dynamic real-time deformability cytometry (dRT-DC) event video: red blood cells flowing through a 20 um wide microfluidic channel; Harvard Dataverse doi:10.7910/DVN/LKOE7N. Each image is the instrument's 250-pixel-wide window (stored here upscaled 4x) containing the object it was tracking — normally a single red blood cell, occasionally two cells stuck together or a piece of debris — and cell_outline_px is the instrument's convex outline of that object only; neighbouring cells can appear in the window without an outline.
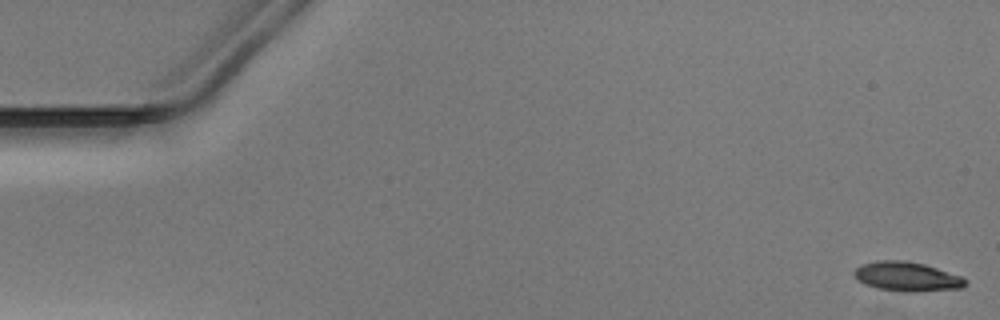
{"species": "Egyptian fruit bat (a non-hibernating species)", "species_latin": "Rousettus aegyptiacus", "temperature_condition": "warm", "stored_images_in_passage": 44, "camera_frame_rate_fps": 3000, "um_per_image_px": 0.085, "animal": {"sex": "male"}, "frame": {"image": 1, "passage_image": 1, "time_ms": 0.0, "image_size_px": [1000, 320], "cell_outline_px": [[968, 280], [964, 288], [916, 292], [904, 292], [876, 288], [864, 284], [852, 272], [860, 264], [876, 260], [904, 260], [924, 264], [960, 276]], "centroid_in_image_um": [77.09, 23.51], "position_along_channel_um": 7.9, "area_um2": 19.13}}
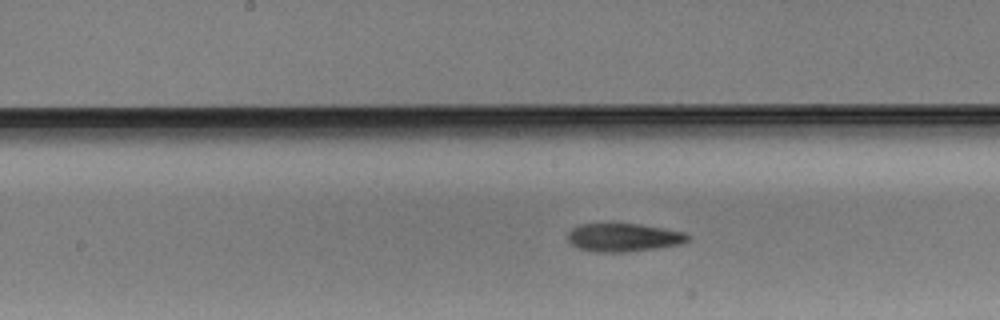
{"frame": {"image": 2, "passage_image": 26, "time_ms": 8.333, "image_size_px": [1000, 320], "cell_outline_px": [[692, 236], [688, 240], [680, 244], [656, 248], [628, 252], [596, 252], [580, 248], [572, 244], [568, 240], [568, 232], [572, 228], [580, 224], [636, 224], [684, 232]], "centroid_in_image_um": [53.0, 20.19], "position_along_channel_um": 195.2, "area_um2": 19.54}}
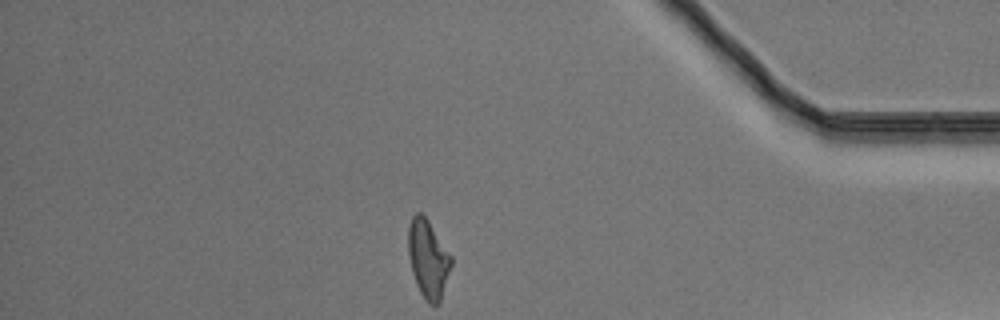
{"frame": {"image": 3, "passage_image": 44, "time_ms": 14.333, "image_size_px": [1000, 320], "cell_outline_px": [[452, 264], [440, 300], [436, 304], [428, 304], [420, 292], [416, 284], [412, 272], [408, 252], [408, 228], [412, 216], [416, 212], [420, 212], [428, 220], [452, 256]], "centroid_in_image_um": [36.38, 21.98], "position_along_channel_um": 398.8, "area_um2": 19.42}}